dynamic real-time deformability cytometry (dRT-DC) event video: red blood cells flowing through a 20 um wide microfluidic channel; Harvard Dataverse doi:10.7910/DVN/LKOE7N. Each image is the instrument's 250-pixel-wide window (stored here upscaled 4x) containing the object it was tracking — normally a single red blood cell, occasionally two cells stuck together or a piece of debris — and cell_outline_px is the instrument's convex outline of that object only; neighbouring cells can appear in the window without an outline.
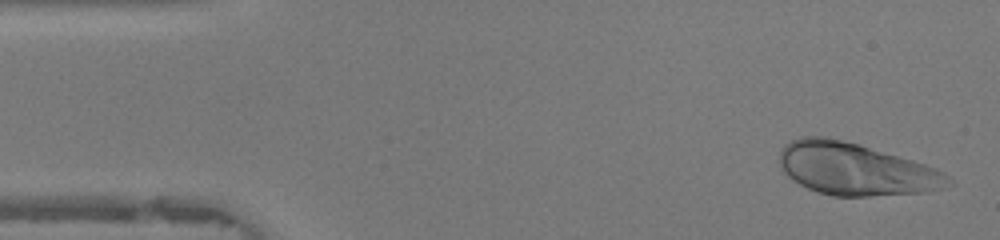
{"species": "human", "species_latin": "Homo sapiens", "temperature_condition": "warm", "stored_images_in_passage": 45, "camera_frame_rate_fps": 3000, "um_per_image_px": 0.085, "donor": {"sex": "female"}, "frame": {"image": 1, "passage_image": 2, "time_ms": 0.333, "image_size_px": [1000, 240], "cell_outline_px": [[956, 184], [928, 192], [868, 196], [832, 196], [808, 188], [792, 180], [784, 172], [780, 164], [780, 152], [784, 144], [800, 136], [824, 136], [860, 144], [912, 160], [936, 168], [944, 172]], "centroid_in_image_um": [72.74, 14.37], "position_along_channel_um": 12.3, "area_um2": 51.44}}
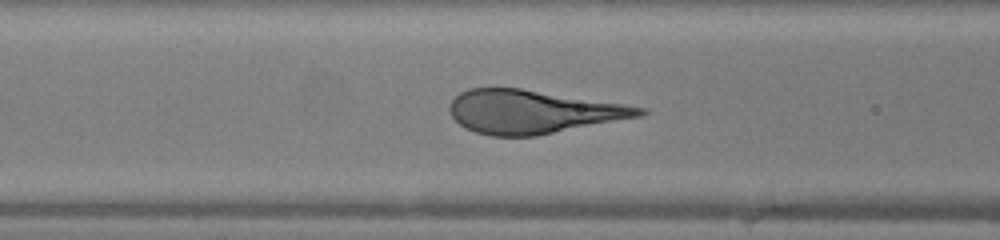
{"frame": {"image": 2, "passage_image": 17, "time_ms": 5.333, "image_size_px": [1000, 240], "cell_outline_px": [[648, 112], [640, 116], [536, 136], [492, 136], [476, 132], [464, 128], [448, 112], [448, 104], [460, 92], [468, 88], [520, 88], [648, 108]], "centroid_in_image_um": [45.22, 9.5], "position_along_channel_um": 121.4, "area_um2": 47.74}}
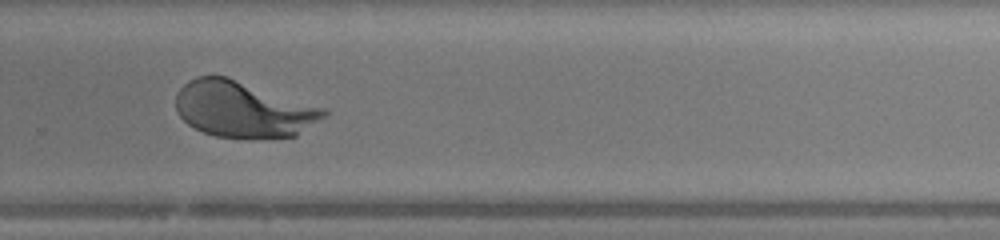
{"frame": {"image": 3, "passage_image": 30, "time_ms": 9.667, "image_size_px": [1000, 240], "cell_outline_px": [[328, 116], [296, 136], [216, 136], [204, 132], [188, 124], [176, 112], [176, 92], [188, 80], [196, 76], [224, 76], [324, 108], [328, 112]], "centroid_in_image_um": [20.65, 9.27], "position_along_channel_um": 309.2, "area_um2": 47.4}}